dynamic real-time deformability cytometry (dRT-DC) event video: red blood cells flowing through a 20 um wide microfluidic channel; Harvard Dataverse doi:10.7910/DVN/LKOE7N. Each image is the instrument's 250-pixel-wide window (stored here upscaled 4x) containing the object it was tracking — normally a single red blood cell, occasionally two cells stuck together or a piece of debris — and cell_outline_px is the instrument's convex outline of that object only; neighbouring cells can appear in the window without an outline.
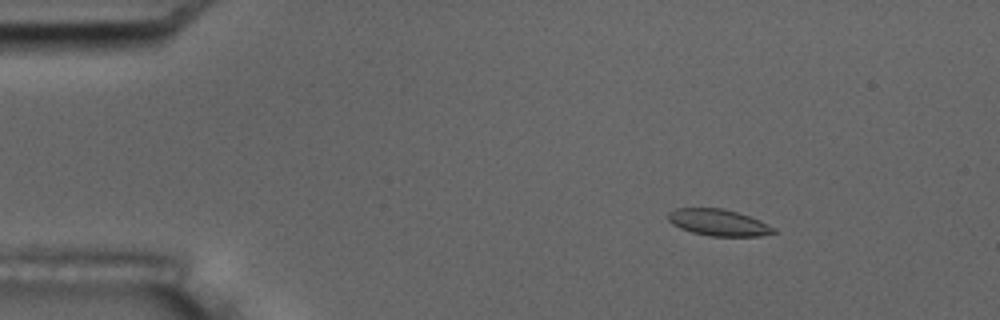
{"species": "common noctule bat (a hibernating species)", "species_latin": "Nyctalus noctula", "temperature_condition": "room temperature", "stored_images_in_passage": 17, "camera_frame_rate_fps": 3000, "um_per_image_px": 0.085, "animal": {"sex": "male", "body_mass_g": 17.5, "forearm_length_mm": 52.3}, "frame": {"image": 1, "passage_image": 3, "time_ms": 2.333, "image_size_px": [1000, 320], "cell_outline_px": [[776, 232], [760, 236], [708, 236], [692, 232], [680, 228], [672, 224], [668, 220], [668, 212], [676, 208], [724, 208], [760, 220], [776, 228]], "centroid_in_image_um": [61.06, 18.91], "position_along_channel_um": 23.9, "area_um2": 16.36}}
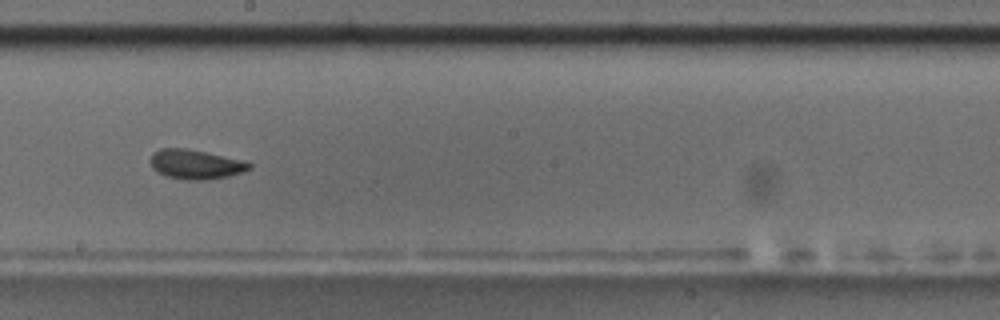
{"frame": {"image": 2, "passage_image": 10, "time_ms": 10.333, "image_size_px": [1000, 320], "cell_outline_px": [[252, 168], [244, 172], [228, 176], [208, 180], [184, 180], [168, 176], [156, 172], [152, 168], [148, 160], [152, 152], [160, 148], [188, 148], [240, 160], [252, 164]], "centroid_in_image_um": [16.57, 13.97], "position_along_channel_um": 231.6, "area_um2": 17.17}, "authors_computed_cell_mechanics": {"area_um2": 16.8198, "velocity_mm_per_s": 3.5228, "shape_relaxation_time_tau1_ms": 3.3766, "shape_relaxation_time_tau2_ms": 0.2104, "deformation_change_tau1": 0.1033, "deformation_change_tau2": 0.0318}}